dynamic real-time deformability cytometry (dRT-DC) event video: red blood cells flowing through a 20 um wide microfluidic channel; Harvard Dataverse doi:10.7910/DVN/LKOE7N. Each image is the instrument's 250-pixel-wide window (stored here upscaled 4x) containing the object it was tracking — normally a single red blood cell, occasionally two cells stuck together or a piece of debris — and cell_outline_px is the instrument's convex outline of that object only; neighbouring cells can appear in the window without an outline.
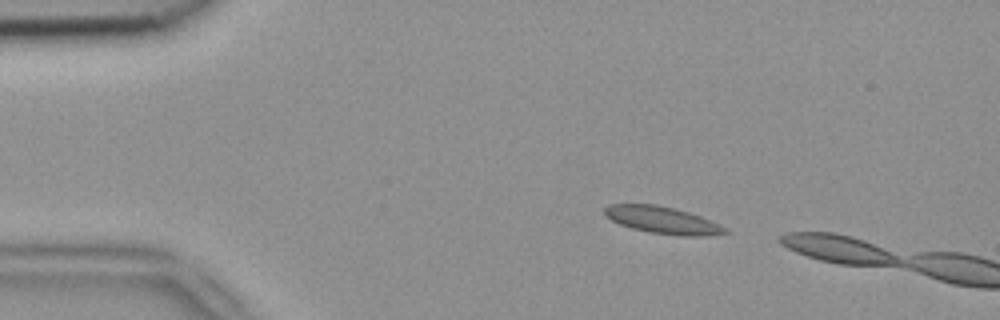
{"species": "common noctule bat (a hibernating species)", "species_latin": "Nyctalus noctula", "temperature_condition": "room temperature", "stored_images_in_passage": 2, "camera_frame_rate_fps": 3000, "um_per_image_px": 0.085, "animal": {"sex": "female", "body_mass_g": 18.4}, "frame": {"image": 1, "passage_image": 1, "time_ms": 0.0, "image_size_px": [1000, 320], "cell_outline_px": [[732, 232], [708, 236], [680, 236], [648, 232], [632, 228], [620, 224], [604, 216], [604, 208], [608, 204], [656, 204], [688, 212], [700, 216], [728, 228]], "centroid_in_image_um": [56.33, 18.72], "position_along_channel_um": 28.7, "area_um2": 19.13}}